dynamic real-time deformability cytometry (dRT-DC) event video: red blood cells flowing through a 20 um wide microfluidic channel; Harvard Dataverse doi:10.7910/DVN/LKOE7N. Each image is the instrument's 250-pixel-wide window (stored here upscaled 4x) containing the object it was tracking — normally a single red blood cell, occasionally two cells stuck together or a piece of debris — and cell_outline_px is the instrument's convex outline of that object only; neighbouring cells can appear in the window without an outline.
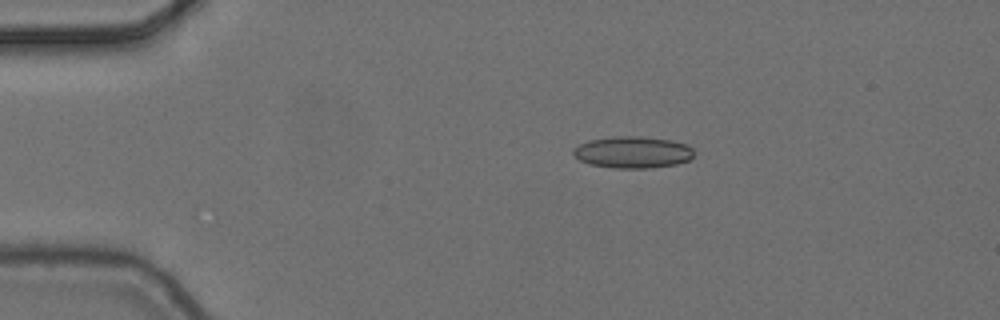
{"species": "common noctule bat (a hibernating species)", "species_latin": "Nyctalus noctula", "temperature_condition": "cold", "stored_images_in_passage": 6, "camera_frame_rate_fps": 3000, "um_per_image_px": 0.085, "animal": {"sex": "female", "body_mass_g": 24.6, "forearm_length_mm": 56.2}, "frame": {"image": 1, "passage_image": 3, "time_ms": 0.667, "image_size_px": [1000, 320], "cell_outline_px": [[692, 156], [688, 160], [676, 164], [648, 168], [612, 168], [588, 164], [580, 160], [572, 152], [572, 148], [588, 140], [612, 136], [640, 136], [672, 140], [688, 144], [692, 148]], "centroid_in_image_um": [53.75, 12.93], "position_along_channel_um": 31.2, "area_um2": 22.43}}
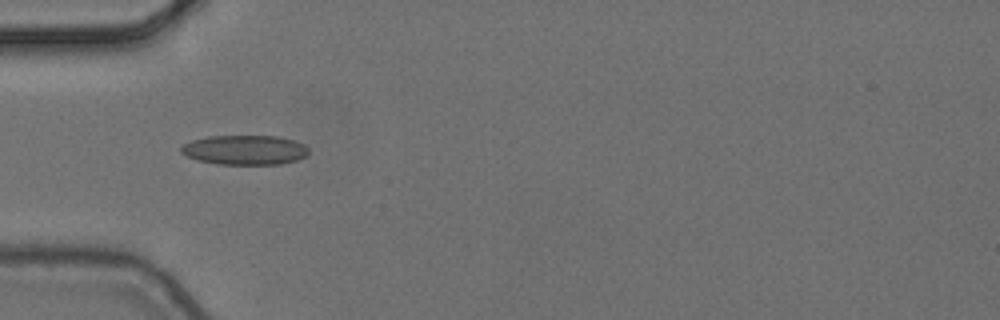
{"frame": {"image": 2, "passage_image": 5, "time_ms": 1.333, "image_size_px": [1000, 320], "cell_outline_px": [[308, 152], [304, 156], [296, 160], [280, 164], [220, 164], [200, 160], [188, 156], [180, 152], [180, 148], [184, 144], [192, 140], [208, 136], [276, 136], [292, 140], [304, 144], [308, 148]], "centroid_in_image_um": [20.8, 12.74], "position_along_channel_um": 64.2, "area_um2": 21.73}}
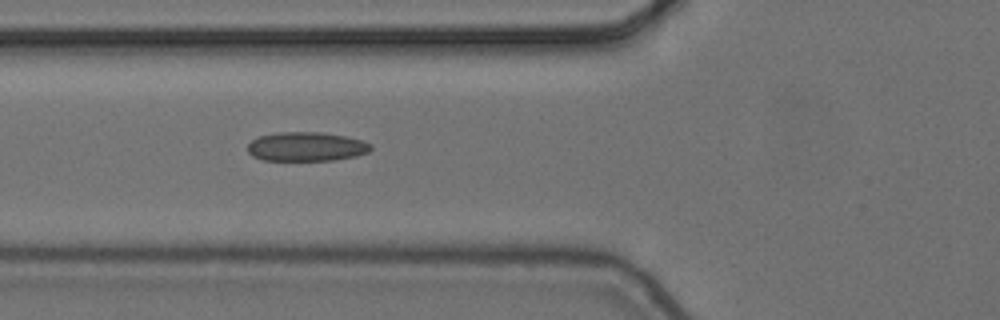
{"frame": {"image": 3, "passage_image": 6, "time_ms": 1.667, "image_size_px": [1000, 320], "cell_outline_px": [[372, 148], [368, 152], [356, 156], [336, 160], [264, 160], [252, 156], [248, 152], [248, 144], [252, 140], [260, 136], [280, 132], [320, 132], [344, 136], [360, 140], [372, 144]], "centroid_in_image_um": [26.04, 12.47], "position_along_channel_um": 99.8, "area_um2": 20.81}}